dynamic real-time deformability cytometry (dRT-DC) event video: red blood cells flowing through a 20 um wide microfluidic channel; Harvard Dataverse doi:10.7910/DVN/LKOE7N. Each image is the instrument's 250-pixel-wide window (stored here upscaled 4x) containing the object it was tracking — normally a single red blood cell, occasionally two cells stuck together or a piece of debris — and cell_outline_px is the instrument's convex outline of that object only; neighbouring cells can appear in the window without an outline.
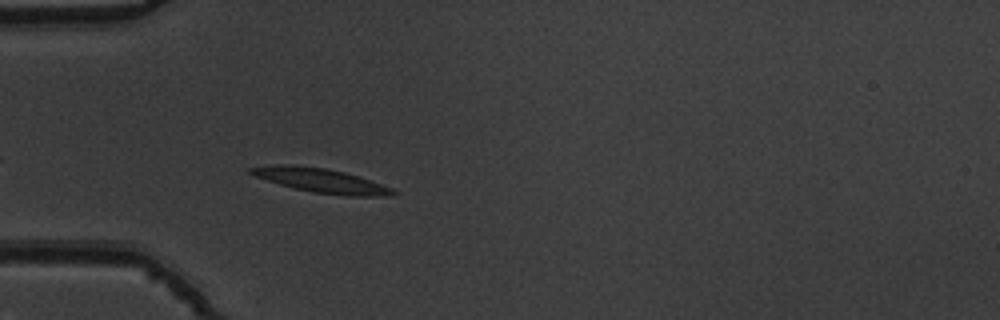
{"species": "common noctule bat (a hibernating species)", "species_latin": "Nyctalus noctula", "temperature_condition": "warm", "stored_images_in_passage": 32, "camera_frame_rate_fps": 3000, "um_per_image_px": 0.085, "animal": {"sex": "male", "body_mass_g": 19.5, "forearm_length_mm": 54.6}, "frame": {"image": 1, "passage_image": 4, "time_ms": 1.0, "image_size_px": [1000, 320], "cell_outline_px": [[396, 192], [388, 196], [348, 196], [312, 192], [280, 184], [256, 176], [248, 172], [248, 168], [284, 164], [296, 164], [324, 168], [344, 172], [360, 176], [392, 188]], "centroid_in_image_um": [27.32, 15.34], "position_along_channel_um": 57.7, "area_um2": 19.83}}
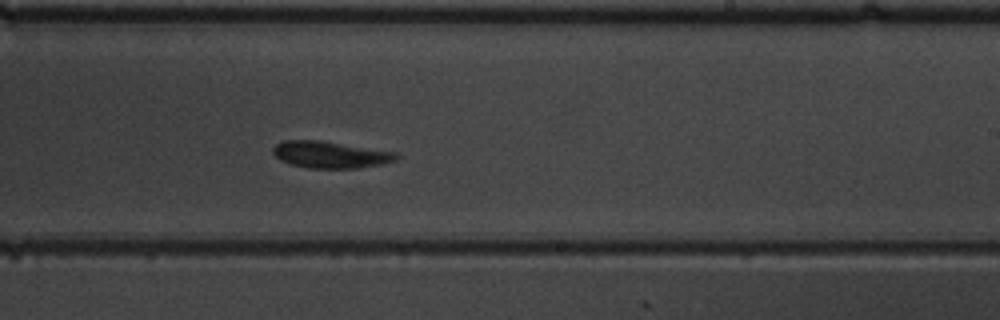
{"frame": {"image": 2, "passage_image": 21, "time_ms": 6.667, "image_size_px": [1000, 320], "cell_outline_px": [[400, 156], [396, 160], [384, 164], [356, 168], [308, 168], [288, 164], [280, 160], [272, 152], [272, 148], [276, 144], [284, 140], [320, 140], [396, 152]], "centroid_in_image_um": [28.07, 13.15], "position_along_channel_um": 260.9, "area_um2": 19.36}}
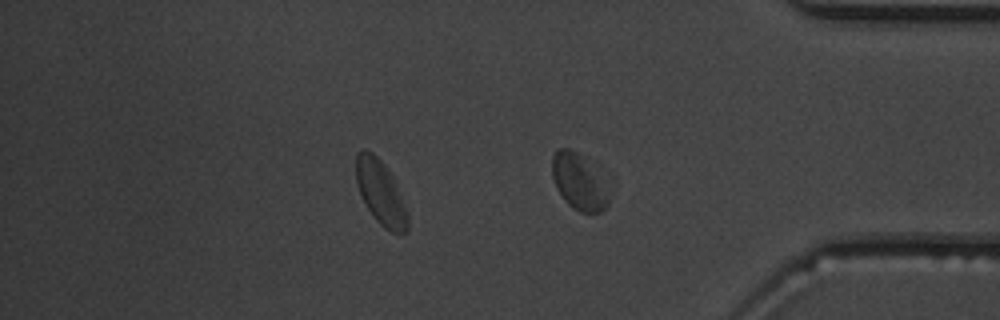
{"frame": {"image": 3, "passage_image": 32, "time_ms": 10.333, "image_size_px": [1000, 320], "cell_outline_px": [[608, 204], [600, 212], [580, 212], [572, 208], [564, 200], [552, 176], [552, 156], [556, 148], [568, 148], [596, 160], [600, 164], [608, 196]], "centroid_in_image_um": [49.26, 15.35], "position_along_channel_um": 385.9, "area_um2": 19.42}, "authors_computed_cell_mechanics": {"area_um2": 19.0162, "velocity_mm_per_s": 3.7092, "shape_relaxation_time_tau1_ms": 5.5268, "shape_relaxation_time_tau2_ms": 2.3125, "deformation_change_tau1": 0.1726, "deformation_change_tau2": 0.0567}}